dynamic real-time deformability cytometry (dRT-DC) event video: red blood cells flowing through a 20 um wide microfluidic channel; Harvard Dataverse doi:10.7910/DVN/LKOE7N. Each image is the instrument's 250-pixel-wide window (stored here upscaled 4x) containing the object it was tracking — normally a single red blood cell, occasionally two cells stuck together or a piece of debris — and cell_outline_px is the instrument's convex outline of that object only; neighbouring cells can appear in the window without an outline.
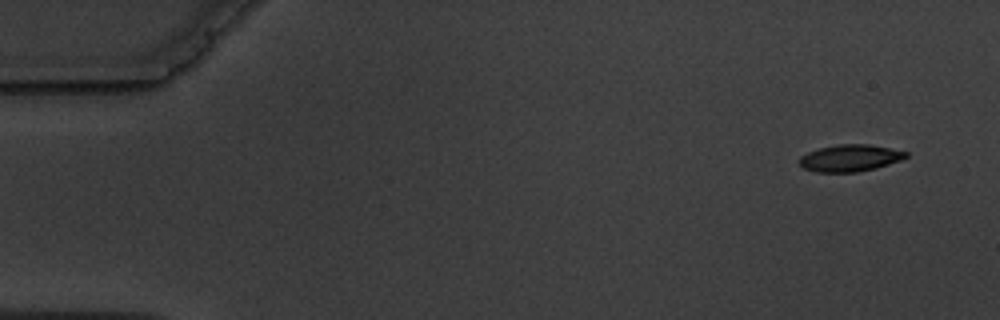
{"species": "common noctule bat (a hibernating species)", "species_latin": "Nyctalus noctula", "temperature_condition": "warm", "stored_images_in_passage": 4, "camera_frame_rate_fps": 3000, "um_per_image_px": 0.085, "animal": {"sex": "male", "body_mass_g": 19.5, "forearm_length_mm": 54.6}, "frame": {"image": 1, "passage_image": 1, "time_ms": 0.0, "image_size_px": [1000, 320], "cell_outline_px": [[908, 156], [900, 160], [876, 168], [856, 172], [816, 172], [804, 168], [796, 160], [800, 156], [808, 152], [820, 148], [840, 144], [868, 144], [908, 152]], "centroid_in_image_um": [72.21, 13.44], "position_along_channel_um": 12.8, "area_um2": 16.59}}
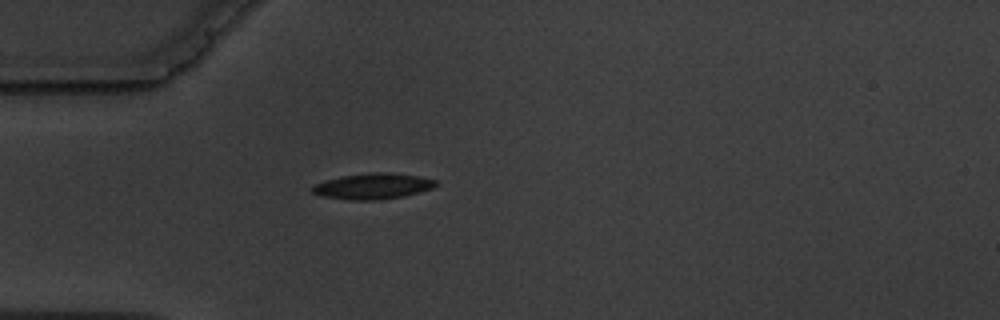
{"frame": {"image": 2, "passage_image": 4, "time_ms": 4.333, "image_size_px": [1000, 320], "cell_outline_px": [[436, 184], [432, 188], [420, 192], [404, 196], [376, 200], [352, 200], [320, 196], [312, 192], [312, 188], [316, 184], [324, 180], [344, 176], [372, 172], [384, 172], [420, 176], [436, 180]], "centroid_in_image_um": [31.69, 15.83], "position_along_channel_um": 53.3, "area_um2": 18.44}}